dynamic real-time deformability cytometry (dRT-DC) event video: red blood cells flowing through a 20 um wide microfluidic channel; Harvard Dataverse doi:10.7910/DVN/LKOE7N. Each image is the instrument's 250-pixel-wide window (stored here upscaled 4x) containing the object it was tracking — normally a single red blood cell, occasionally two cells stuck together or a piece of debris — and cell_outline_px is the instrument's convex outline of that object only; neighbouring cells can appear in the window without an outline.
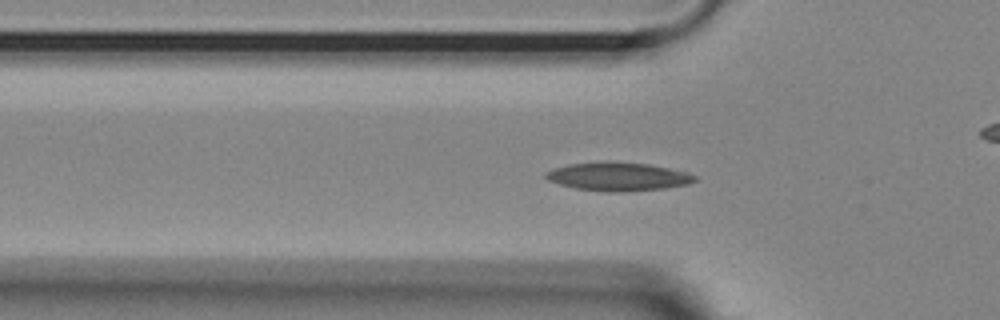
{"species": "Egyptian fruit bat (a non-hibernating species)", "species_latin": "Rousettus aegyptiacus", "temperature_condition": "room temperature", "stored_images_in_passage": 44, "camera_frame_rate_fps": 3000, "um_per_image_px": 0.085, "animal": {"sex": "female"}, "frame": {"image": 1, "passage_image": 13, "time_ms": 4.0, "image_size_px": [1000, 320], "cell_outline_px": [[696, 180], [688, 184], [664, 188], [616, 192], [608, 192], [576, 188], [560, 184], [548, 180], [544, 176], [544, 172], [552, 168], [568, 164], [648, 164], [688, 172], [696, 176]], "centroid_in_image_um": [52.53, 15.04], "position_along_channel_um": 73.3, "area_um2": 23.7}}
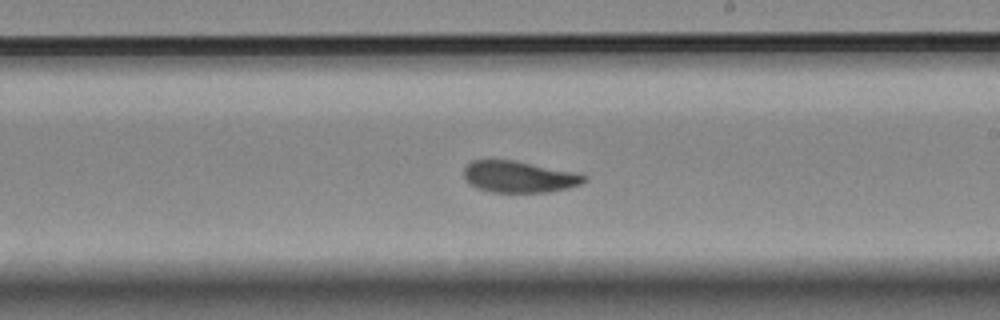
{"frame": {"image": 2, "passage_image": 27, "time_ms": 8.667, "image_size_px": [1000, 320], "cell_outline_px": [[588, 180], [580, 184], [568, 188], [548, 192], [492, 192], [476, 188], [468, 184], [464, 180], [464, 168], [472, 160], [512, 160], [572, 172], [588, 176]], "centroid_in_image_um": [44.07, 15.04], "position_along_channel_um": 244.9, "area_um2": 21.96}}
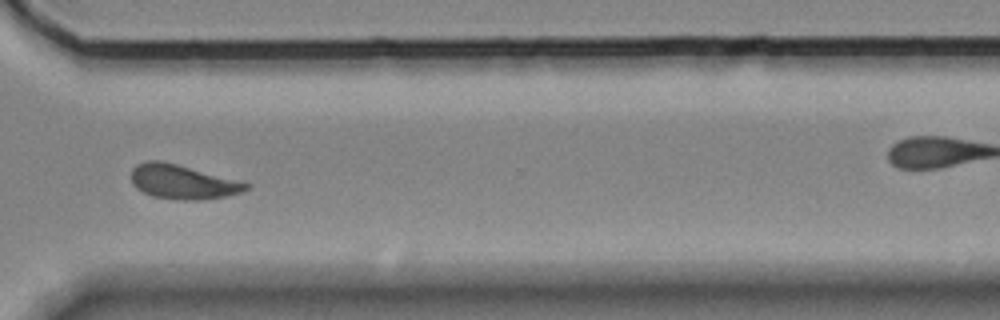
{"frame": {"image": 3, "passage_image": 36, "time_ms": 11.667, "image_size_px": [1000, 320], "cell_outline_px": [[252, 184], [244, 192], [204, 200], [180, 200], [152, 196], [136, 188], [132, 184], [132, 168], [136, 164], [148, 160], [160, 160], [244, 180]], "centroid_in_image_um": [15.59, 15.45], "position_along_channel_um": 355.0, "area_um2": 23.41}, "authors_computed_cell_mechanics": {"area_um2": 22.4264, "velocity_mm_per_s": 3.6712, "shape_relaxation_time_tau1_ms": 5.439, "shape_relaxation_time_tau2_ms": 3.3814, "deformation_change_tau1": 0.1652, "deformation_change_tau2": 0.0886}}